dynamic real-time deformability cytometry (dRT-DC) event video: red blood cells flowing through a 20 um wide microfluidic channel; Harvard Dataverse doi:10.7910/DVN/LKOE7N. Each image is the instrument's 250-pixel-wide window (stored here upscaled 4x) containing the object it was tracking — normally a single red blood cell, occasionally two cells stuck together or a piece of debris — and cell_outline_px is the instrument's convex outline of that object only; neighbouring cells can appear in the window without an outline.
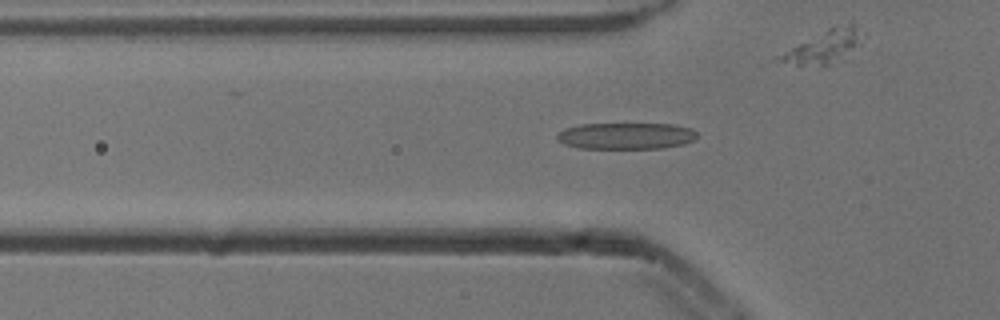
{"species": "common noctule bat (a hibernating species)", "species_latin": "Nyctalus noctula", "temperature_condition": "cold", "stored_images_in_passage": 48, "camera_frame_rate_fps": 3000, "um_per_image_px": 0.085, "animal": {"sex": "male", "body_mass_g": 13.3}, "frame": {"image": 1, "passage_image": 17, "time_ms": 5.333, "image_size_px": [1000, 320], "cell_outline_px": [[696, 136], [692, 140], [684, 144], [664, 148], [580, 148], [564, 144], [556, 140], [556, 132], [564, 128], [580, 124], [676, 124], [692, 128], [696, 132]], "centroid_in_image_um": [53.17, 11.54], "position_along_channel_um": 72.6, "area_um2": 21.79}}
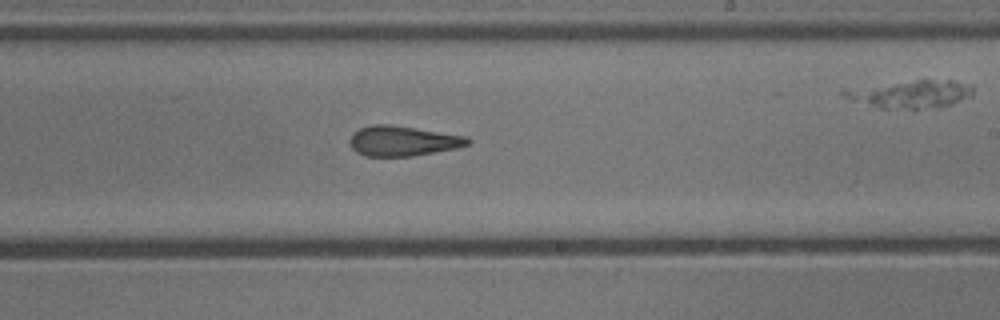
{"frame": {"image": 2, "passage_image": 31, "time_ms": 10.0, "image_size_px": [1000, 320], "cell_outline_px": [[472, 140], [468, 144], [456, 148], [412, 156], [364, 156], [356, 152], [352, 148], [348, 140], [352, 132], [360, 128], [372, 124], [388, 124], [468, 136]], "centroid_in_image_um": [34.2, 11.97], "position_along_channel_um": 254.8, "area_um2": 20.75}}
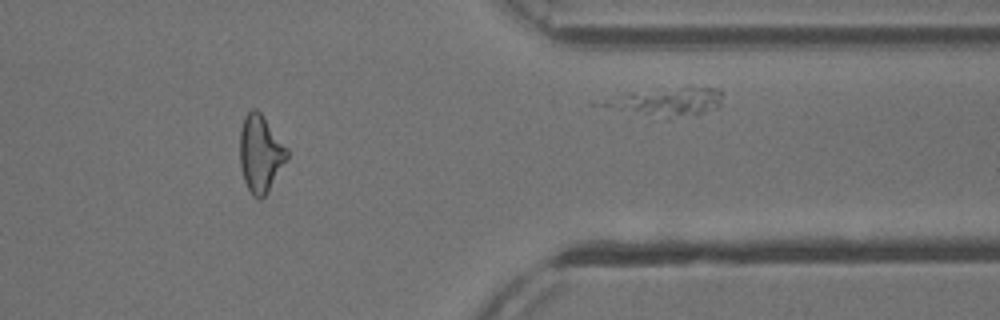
{"frame": {"image": 3, "passage_image": 43, "time_ms": 14.0, "image_size_px": [1000, 320], "cell_outline_px": [[288, 156], [268, 192], [260, 200], [256, 200], [252, 196], [244, 180], [240, 168], [240, 128], [244, 116], [252, 108], [256, 108], [260, 112], [288, 148]], "centroid_in_image_um": [22.12, 13.06], "position_along_channel_um": 389.3, "area_um2": 21.27}}